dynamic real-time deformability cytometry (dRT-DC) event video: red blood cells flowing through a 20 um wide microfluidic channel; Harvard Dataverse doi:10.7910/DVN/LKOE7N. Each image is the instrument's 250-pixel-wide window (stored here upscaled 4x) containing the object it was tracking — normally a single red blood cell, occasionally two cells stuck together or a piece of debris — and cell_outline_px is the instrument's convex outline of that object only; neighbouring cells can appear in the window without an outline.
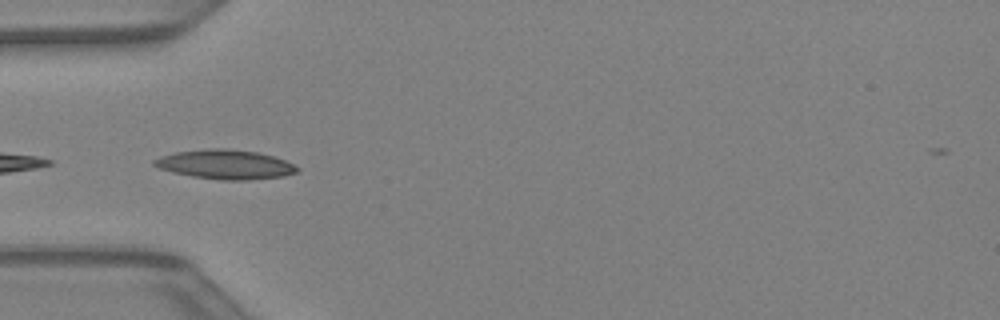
{"species": "Egyptian fruit bat (a non-hibernating species)", "species_latin": "Rousettus aegyptiacus", "temperature_condition": "warm", "stored_images_in_passage": 23, "camera_frame_rate_fps": 3000, "um_per_image_px": 0.085, "animal": {"sex": "female"}, "frame": {"image": 1, "passage_image": 1, "time_ms": 0.0, "image_size_px": [1000, 320], "cell_outline_px": [[300, 168], [296, 172], [284, 176], [244, 180], [220, 180], [192, 176], [172, 172], [160, 168], [152, 164], [152, 160], [160, 156], [176, 152], [208, 148], [228, 148], [256, 152], [272, 156], [284, 160]], "centroid_in_image_um": [19.12, 13.97], "position_along_channel_um": 65.9, "area_um2": 24.33}}
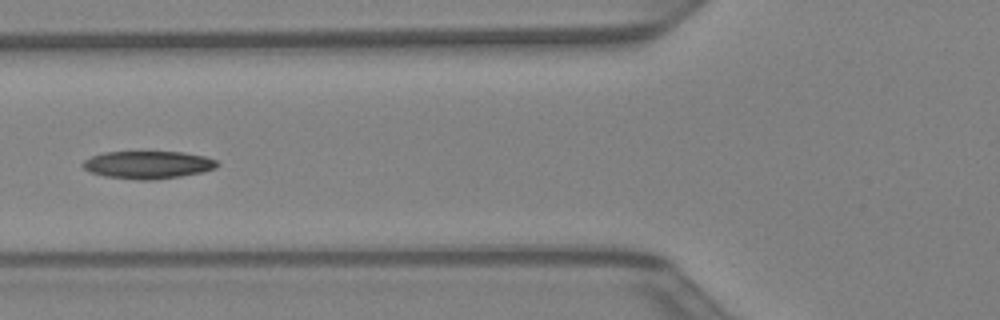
{"frame": {"image": 2, "passage_image": 4, "time_ms": 1.0, "image_size_px": [1000, 320], "cell_outline_px": [[220, 164], [216, 168], [204, 172], [180, 176], [152, 180], [140, 180], [104, 176], [92, 172], [84, 168], [80, 164], [84, 160], [92, 156], [104, 152], [184, 152], [204, 156], [216, 160]], "centroid_in_image_um": [12.6, 14.0], "position_along_channel_um": 113.2, "area_um2": 21.68}}